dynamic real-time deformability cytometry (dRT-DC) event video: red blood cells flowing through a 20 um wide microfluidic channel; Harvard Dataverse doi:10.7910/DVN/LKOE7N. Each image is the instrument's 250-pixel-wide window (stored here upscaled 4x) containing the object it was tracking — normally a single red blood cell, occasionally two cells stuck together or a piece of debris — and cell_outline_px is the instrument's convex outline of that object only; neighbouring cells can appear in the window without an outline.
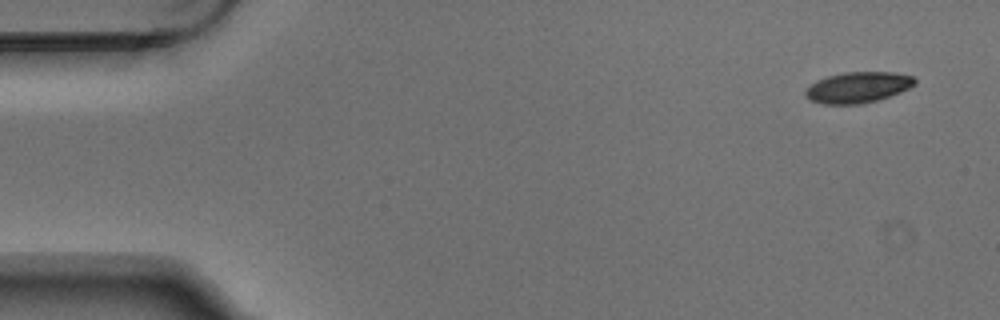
{"species": "Egyptian fruit bat (a non-hibernating species)", "species_latin": "Rousettus aegyptiacus", "temperature_condition": "warm", "stored_images_in_passage": 5, "camera_frame_rate_fps": 3000, "um_per_image_px": 0.085, "animal": {"sex": "male"}, "frame": {"image": 1, "passage_image": 1, "time_ms": 0.0, "image_size_px": [1000, 320], "cell_outline_px": [[916, 84], [900, 92], [876, 100], [860, 104], [820, 104], [804, 96], [804, 92], [816, 80], [828, 76], [844, 72], [896, 72], [912, 76], [916, 80]], "centroid_in_image_um": [72.91, 7.42], "position_along_channel_um": 12.1, "area_um2": 19.59}}
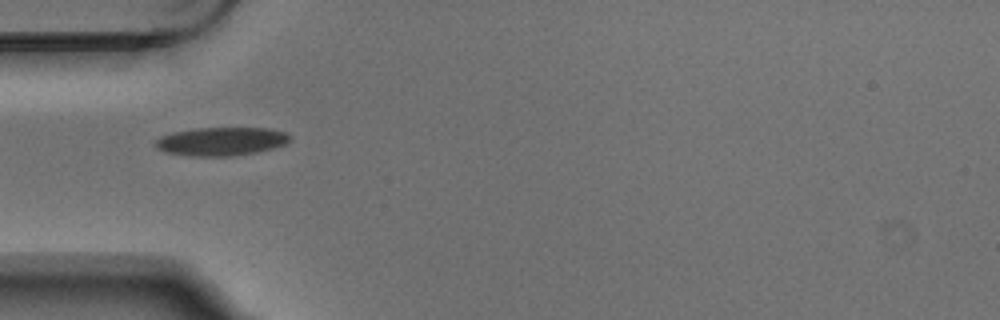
{"frame": {"image": 2, "passage_image": 5, "time_ms": 1.333, "image_size_px": [1000, 320], "cell_outline_px": [[292, 140], [284, 144], [272, 148], [256, 152], [228, 156], [192, 156], [168, 152], [156, 148], [156, 140], [160, 136], [172, 132], [196, 128], [268, 128], [284, 132], [292, 136]], "centroid_in_image_um": [18.82, 12.01], "position_along_channel_um": 66.2, "area_um2": 22.14}}